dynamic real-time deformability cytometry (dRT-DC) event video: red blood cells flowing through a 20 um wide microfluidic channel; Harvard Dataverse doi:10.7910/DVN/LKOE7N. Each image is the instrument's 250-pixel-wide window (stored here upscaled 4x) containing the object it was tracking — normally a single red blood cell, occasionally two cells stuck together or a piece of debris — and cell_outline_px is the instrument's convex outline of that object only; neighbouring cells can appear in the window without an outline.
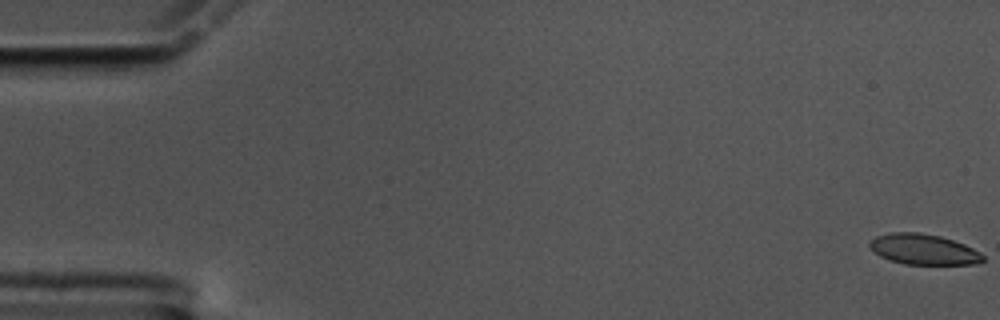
{"species": "common noctule bat (a hibernating species)", "species_latin": "Nyctalus noctula", "temperature_condition": "cold", "stored_images_in_passage": 60, "camera_frame_rate_fps": 3000, "um_per_image_px": 0.085, "animal": {"sex": "male", "body_mass_g": 17.5, "forearm_length_mm": 52.3}, "frame": {"image": 1, "passage_image": 1, "time_ms": 0.0, "image_size_px": [1000, 320], "cell_outline_px": [[984, 260], [972, 264], [904, 264], [880, 256], [868, 244], [868, 240], [876, 236], [888, 232], [920, 232], [940, 236], [964, 244], [980, 252], [984, 256]], "centroid_in_image_um": [78.48, 21.18], "position_along_channel_um": 6.5, "area_um2": 20.06}}
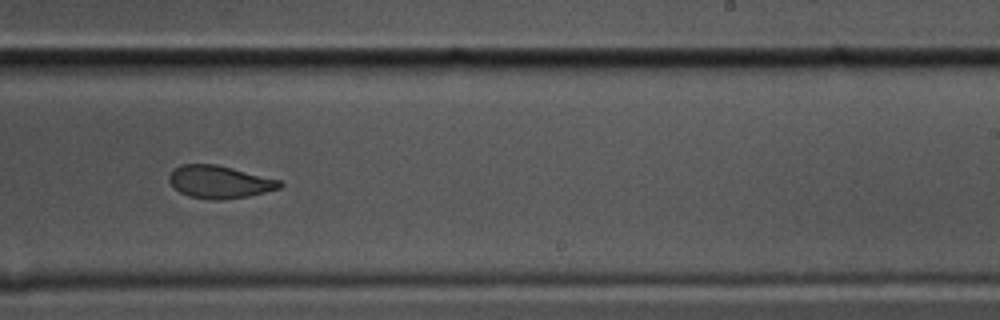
{"frame": {"image": 2, "passage_image": 37, "time_ms": 12.0, "image_size_px": [1000, 320], "cell_outline_px": [[284, 184], [280, 188], [248, 196], [224, 200], [212, 200], [188, 196], [180, 192], [168, 180], [168, 176], [172, 168], [180, 164], [216, 164], [280, 180]], "centroid_in_image_um": [18.63, 15.46], "position_along_channel_um": 270.4, "area_um2": 21.1}}
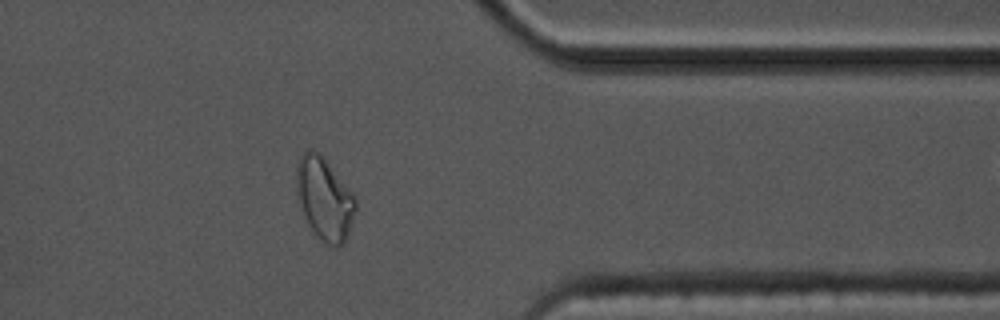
{"frame": {"image": 3, "passage_image": 48, "time_ms": 15.667, "image_size_px": [1000, 320], "cell_outline_px": [[356, 208], [344, 244], [340, 248], [332, 248], [324, 244], [316, 236], [308, 224], [300, 204], [296, 192], [296, 168], [300, 156], [308, 148], [312, 148], [324, 160], [356, 196]], "centroid_in_image_um": [27.57, 16.95], "position_along_channel_um": 383.8, "area_um2": 28.26}, "authors_computed_cell_mechanics": {"area_um2": 21.9351, "velocity_mm_per_s": 3.4304, "shape_relaxation_time_tau1_ms": 6.5492, "shape_relaxation_time_tau2_ms": 2.5171, "deformation_change_tau1": 0.1676, "deformation_change_tau2": 0.082}}